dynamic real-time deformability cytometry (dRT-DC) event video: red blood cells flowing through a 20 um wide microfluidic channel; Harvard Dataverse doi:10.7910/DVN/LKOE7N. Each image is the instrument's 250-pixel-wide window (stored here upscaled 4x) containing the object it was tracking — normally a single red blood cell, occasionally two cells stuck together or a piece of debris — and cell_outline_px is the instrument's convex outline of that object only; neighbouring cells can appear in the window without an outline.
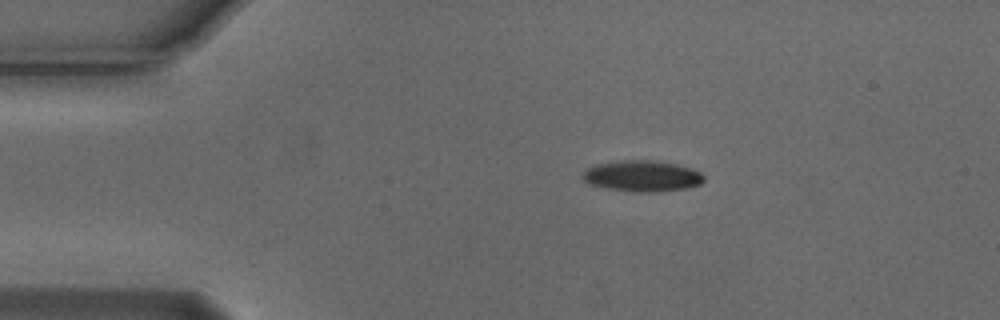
{"species": "Egyptian fruit bat (a non-hibernating species)", "species_latin": "Rousettus aegyptiacus", "temperature_condition": "cold", "stored_images_in_passage": 4, "camera_frame_rate_fps": 3000, "um_per_image_px": 0.085, "animal": {"sex": "male"}, "frame": {"image": 1, "passage_image": 1, "time_ms": 0.0, "image_size_px": [1000, 320], "cell_outline_px": [[704, 180], [700, 184], [684, 188], [648, 192], [632, 192], [604, 188], [588, 184], [580, 176], [588, 168], [596, 164], [620, 160], [648, 160], [676, 164], [692, 168], [700, 172], [704, 176]], "centroid_in_image_um": [54.54, 14.96], "position_along_channel_um": 30.5, "area_um2": 21.91}}
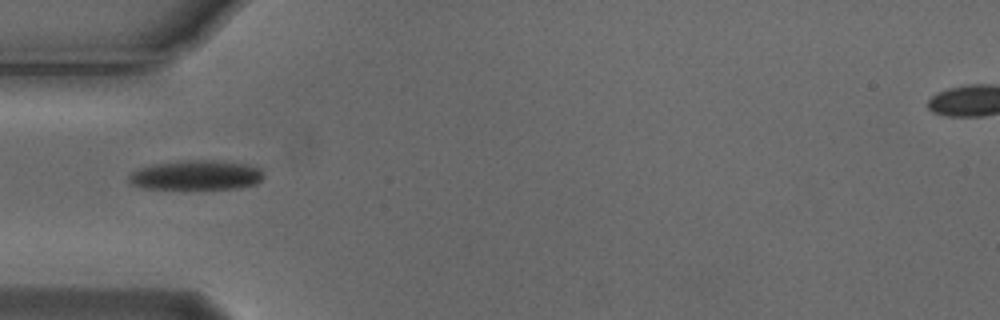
{"frame": {"image": 2, "passage_image": 3, "time_ms": 0.667, "image_size_px": [1000, 320], "cell_outline_px": [[264, 176], [256, 184], [240, 188], [144, 188], [132, 184], [128, 180], [128, 176], [136, 168], [152, 164], [188, 160], [216, 160], [248, 164], [260, 168], [264, 172]], "centroid_in_image_um": [16.69, 14.87], "position_along_channel_um": 68.3, "area_um2": 23.29}}
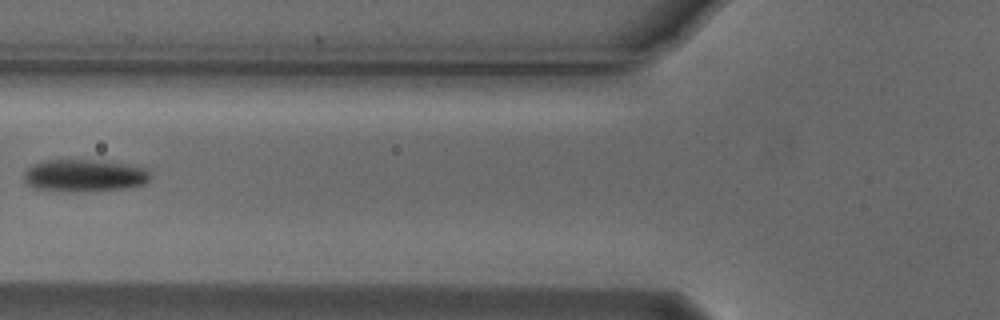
{"frame": {"image": 3, "passage_image": 4, "time_ms": 1.0, "image_size_px": [1000, 320], "cell_outline_px": [[152, 176], [144, 184], [124, 188], [80, 192], [72, 192], [36, 188], [28, 184], [24, 180], [24, 172], [32, 164], [44, 160], [88, 160], [144, 168]], "centroid_in_image_um": [7.1, 14.94], "position_along_channel_um": 118.7, "area_um2": 23.29}}